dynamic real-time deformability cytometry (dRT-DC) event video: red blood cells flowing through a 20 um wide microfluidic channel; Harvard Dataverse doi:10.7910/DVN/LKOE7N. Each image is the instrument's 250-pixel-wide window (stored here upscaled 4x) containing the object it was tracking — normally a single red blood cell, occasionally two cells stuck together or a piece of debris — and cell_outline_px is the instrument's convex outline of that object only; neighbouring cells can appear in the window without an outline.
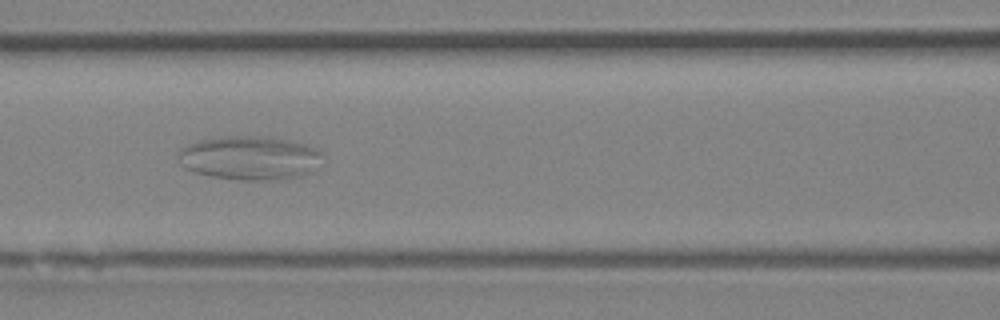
{"species": "Egyptian fruit bat (a non-hibernating species)", "species_latin": "Rousettus aegyptiacus", "temperature_condition": "room temperature", "stored_images_in_passage": 40, "camera_frame_rate_fps": 3000, "um_per_image_px": 0.085, "animal": {"sex": "female"}, "frame": {"image": 1, "passage_image": 11, "time_ms": 3.333, "image_size_px": [1000, 320], "cell_outline_px": [[324, 156], [304, 176], [264, 180], [240, 180], [208, 176], [184, 168], [180, 164], [180, 148], [200, 140], [228, 136], [268, 136], [308, 144], [324, 152]], "centroid_in_image_um": [21.24, 13.41], "position_along_channel_um": 145.4, "area_um2": 36.82}}
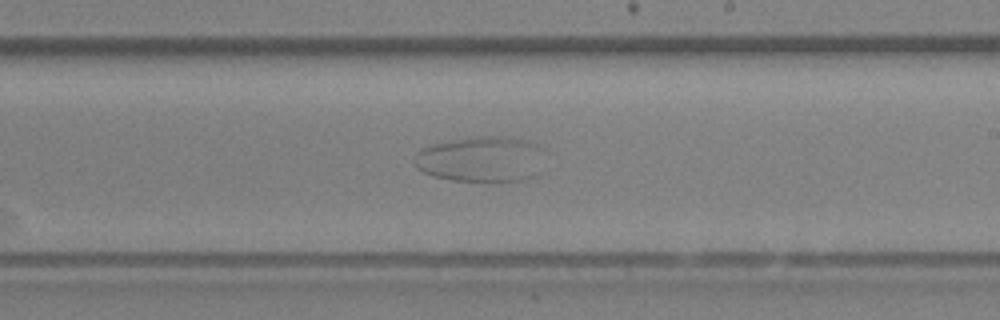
{"frame": {"image": 2, "passage_image": 19, "time_ms": 6.0, "image_size_px": [1000, 320], "cell_outline_px": [[540, 172], [536, 176], [520, 180], [452, 180], [432, 176], [416, 168], [412, 164], [412, 156], [420, 148], [432, 144], [448, 140], [472, 136], [512, 136], [536, 144], [540, 148]], "centroid_in_image_um": [40.8, 13.5], "position_along_channel_um": 248.2, "area_um2": 34.85}}
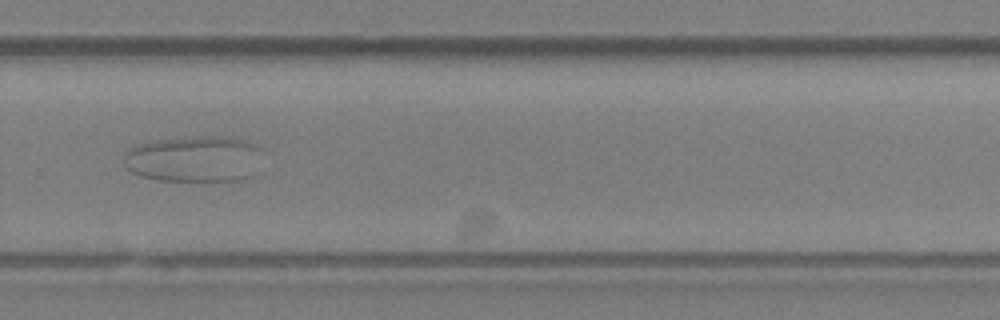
{"frame": {"image": 3, "passage_image": 24, "time_ms": 7.667, "image_size_px": [1000, 320], "cell_outline_px": [[260, 148], [252, 176], [240, 180], [156, 180], [140, 176], [132, 172], [124, 164], [124, 152], [128, 148], [136, 144], [156, 140], [196, 136], [232, 136], [256, 144]], "centroid_in_image_um": [16.45, 13.49], "position_along_channel_um": 313.4, "area_um2": 37.34}}